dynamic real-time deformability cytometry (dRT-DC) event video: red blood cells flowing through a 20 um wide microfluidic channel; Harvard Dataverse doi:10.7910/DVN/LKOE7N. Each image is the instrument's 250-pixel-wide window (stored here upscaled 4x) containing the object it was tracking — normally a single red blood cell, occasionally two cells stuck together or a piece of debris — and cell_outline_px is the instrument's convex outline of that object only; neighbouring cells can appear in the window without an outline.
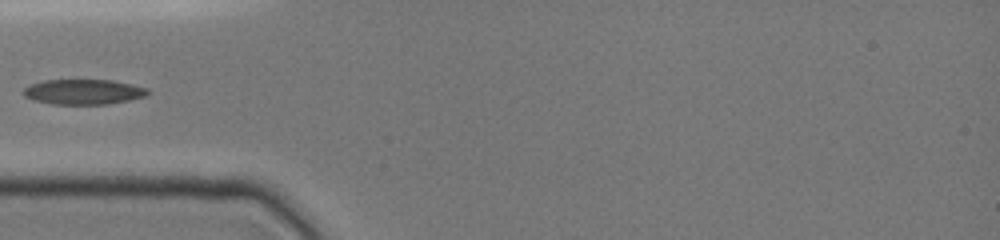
{"species": "common noctule bat (a hibernating species)", "species_latin": "Nyctalus noctula", "temperature_condition": "cold", "stored_images_in_passage": 12, "camera_frame_rate_fps": 3000, "um_per_image_px": 0.085, "animal": {"sex": "female", "body_mass_g": 19.0, "forearm_length_mm": 51.5}, "frame": {"image": 1, "passage_image": 1, "time_ms": 0.0, "image_size_px": [1000, 240], "cell_outline_px": [[152, 92], [144, 96], [128, 100], [108, 104], [52, 104], [32, 100], [24, 96], [20, 92], [28, 84], [44, 80], [112, 80], [132, 84], [148, 88]], "centroid_in_image_um": [7.05, 7.8], "position_along_channel_um": 77.9, "area_um2": 18.44}}
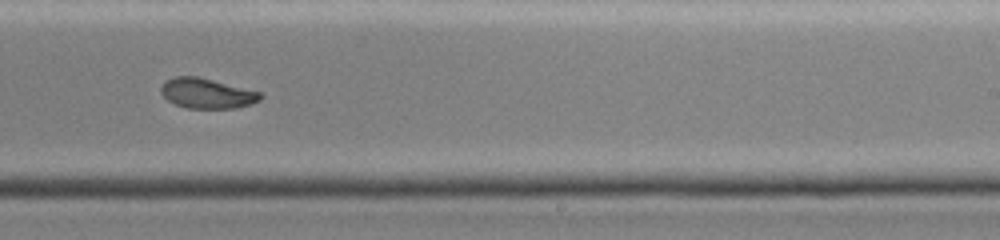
{"frame": {"image": 2, "passage_image": 6, "time_ms": 5.0, "image_size_px": [1000, 240], "cell_outline_px": [[264, 96], [260, 100], [252, 104], [236, 108], [188, 108], [176, 104], [168, 100], [160, 92], [160, 88], [164, 80], [176, 76], [196, 76], [264, 92]], "centroid_in_image_um": [17.63, 7.93], "position_along_channel_um": 271.4, "area_um2": 17.63}}
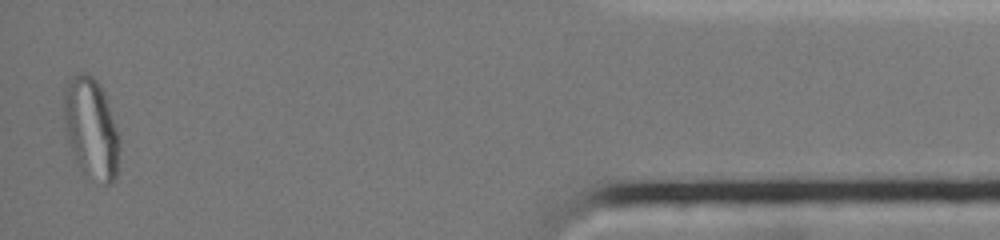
{"frame": {"image": 3, "passage_image": 12, "time_ms": 10.667, "image_size_px": [1000, 240], "cell_outline_px": [[120, 148], [116, 176], [112, 184], [104, 184], [80, 172], [64, 132], [64, 84], [76, 72], [84, 72], [92, 76], [100, 84], [104, 92], [120, 140]], "centroid_in_image_um": [7.72, 10.91], "position_along_channel_um": 427.5, "area_um2": 33.18}}